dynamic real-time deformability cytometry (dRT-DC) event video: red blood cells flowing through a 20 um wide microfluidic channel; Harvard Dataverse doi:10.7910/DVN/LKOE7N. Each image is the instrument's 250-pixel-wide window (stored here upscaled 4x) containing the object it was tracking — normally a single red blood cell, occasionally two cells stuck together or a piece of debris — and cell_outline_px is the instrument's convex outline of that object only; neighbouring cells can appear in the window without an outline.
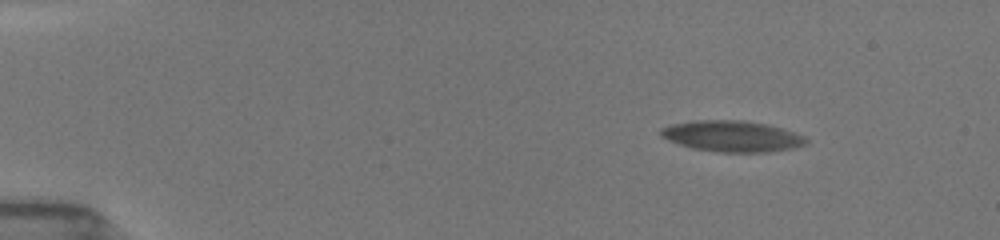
{"species": "common noctule bat (a hibernating species)", "species_latin": "Nyctalus noctula", "temperature_condition": "room temperature", "stored_images_in_passage": 5, "camera_frame_rate_fps": 3000, "um_per_image_px": 0.085, "animal": {"sex": "female", "body_mass_g": 19.5, "forearm_length_mm": 54.1}, "frame": {"image": 1, "passage_image": 1, "time_ms": 0.0, "image_size_px": [1000, 240], "cell_outline_px": [[808, 140], [804, 144], [796, 148], [768, 152], [720, 152], [692, 148], [668, 140], [660, 136], [660, 128], [672, 124], [692, 120], [744, 120], [768, 124], [804, 136]], "centroid_in_image_um": [62.21, 11.57], "position_along_channel_um": 22.8, "area_um2": 26.3}}